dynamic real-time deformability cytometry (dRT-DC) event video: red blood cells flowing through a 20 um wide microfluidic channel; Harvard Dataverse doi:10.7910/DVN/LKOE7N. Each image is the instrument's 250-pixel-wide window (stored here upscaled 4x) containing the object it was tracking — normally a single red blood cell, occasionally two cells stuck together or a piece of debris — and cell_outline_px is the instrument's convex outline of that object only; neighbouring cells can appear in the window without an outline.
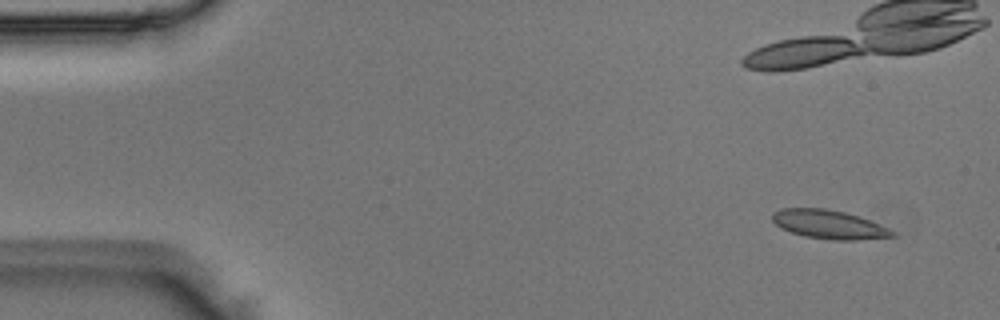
{"species": "Egyptian fruit bat (a non-hibernating species)", "species_latin": "Rousettus aegyptiacus", "temperature_condition": "room temperature", "stored_images_in_passage": 5, "camera_frame_rate_fps": 3000, "um_per_image_px": 0.085, "animal": {"sex": "male"}, "frame": {"image": 1, "passage_image": 1, "time_ms": 0.0, "image_size_px": [1000, 320], "cell_outline_px": [[896, 236], [856, 240], [832, 240], [804, 236], [780, 228], [772, 220], [772, 212], [780, 208], [824, 208], [844, 212], [868, 220], [888, 228], [896, 232]], "centroid_in_image_um": [70.42, 19.08], "position_along_channel_um": 14.6, "area_um2": 20.0}}